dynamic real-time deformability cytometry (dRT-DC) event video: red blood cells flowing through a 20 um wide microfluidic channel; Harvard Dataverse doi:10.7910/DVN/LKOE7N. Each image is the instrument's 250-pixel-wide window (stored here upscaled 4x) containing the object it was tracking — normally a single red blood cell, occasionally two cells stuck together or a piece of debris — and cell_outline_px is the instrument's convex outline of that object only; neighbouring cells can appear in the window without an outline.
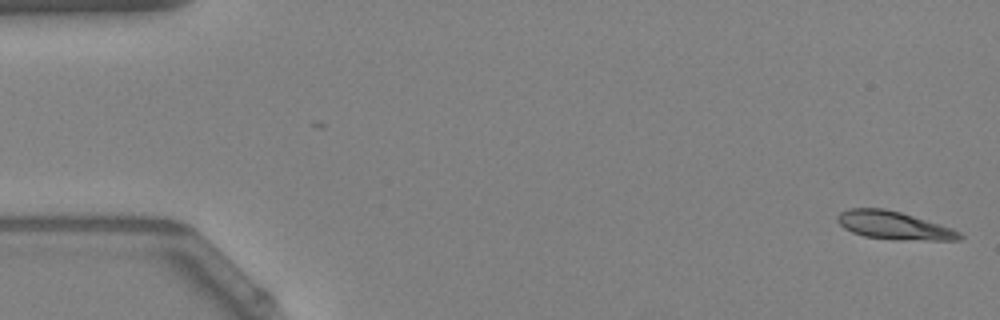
{"species": "Egyptian fruit bat (a non-hibernating species)", "species_latin": "Rousettus aegyptiacus", "temperature_condition": "warm", "stored_images_in_passage": 52, "camera_frame_rate_fps": 3000, "um_per_image_px": 0.085, "animal": {"sex": "female"}, "frame": {"image": 1, "passage_image": 1, "time_ms": 0.0, "image_size_px": [1000, 320], "cell_outline_px": [[964, 236], [960, 240], [896, 240], [864, 236], [852, 232], [844, 228], [836, 220], [836, 216], [840, 212], [848, 208], [884, 208], [900, 212], [952, 228], [960, 232]], "centroid_in_image_um": [75.96, 19.16], "position_along_channel_um": 9.0, "area_um2": 20.0}}
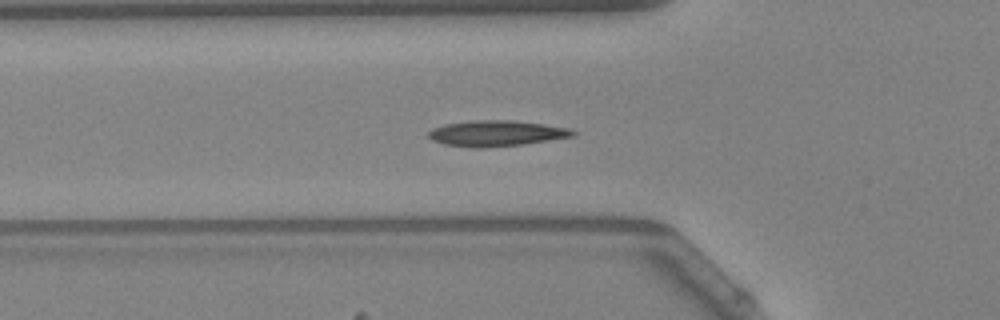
{"frame": {"image": 2, "passage_image": 18, "time_ms": 5.667, "image_size_px": [1000, 320], "cell_outline_px": [[576, 136], [524, 144], [480, 148], [476, 148], [444, 144], [432, 140], [428, 136], [428, 132], [432, 128], [444, 124], [476, 120], [512, 120], [544, 124], [568, 128], [576, 132]], "centroid_in_image_um": [42.19, 11.33], "position_along_channel_um": 83.6, "area_um2": 21.68}}
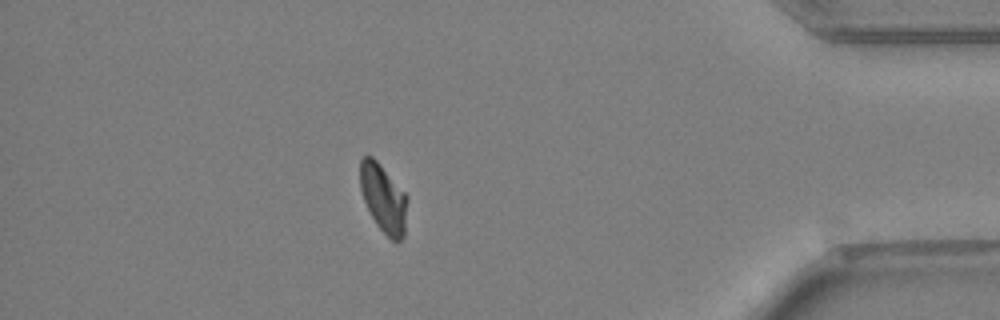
{"frame": {"image": 3, "passage_image": 46, "time_ms": 15.0, "image_size_px": [1000, 320], "cell_outline_px": [[408, 200], [404, 236], [396, 244], [376, 224], [364, 200], [360, 188], [360, 160], [364, 156], [372, 156], [380, 164], [408, 196]], "centroid_in_image_um": [32.61, 16.87], "position_along_channel_um": 402.6, "area_um2": 18.73}, "authors_computed_cell_mechanics": {"area_um2": 19.7098, "velocity_mm_per_s": 3.8748, "shape_relaxation_time_tau1_ms": 6.6259, "shape_relaxation_time_tau2_ms": 7.0432, "deformation_change_tau1": 0.1818, "deformation_change_tau2": 0.098}}